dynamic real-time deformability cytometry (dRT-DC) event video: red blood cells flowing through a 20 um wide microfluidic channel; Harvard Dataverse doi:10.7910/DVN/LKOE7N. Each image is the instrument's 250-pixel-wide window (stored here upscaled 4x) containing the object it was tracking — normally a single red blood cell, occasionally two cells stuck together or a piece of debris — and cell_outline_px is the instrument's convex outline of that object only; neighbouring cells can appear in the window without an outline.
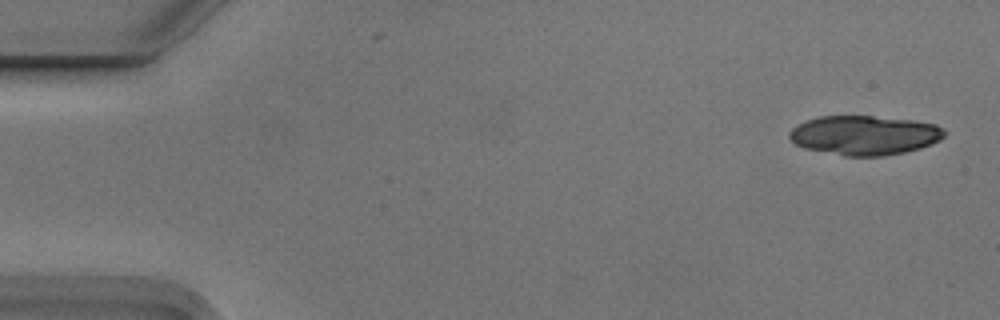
{"species": "Egyptian fruit bat (a non-hibernating species)", "species_latin": "Rousettus aegyptiacus", "temperature_condition": "cold", "stored_images_in_passage": 6, "camera_frame_rate_fps": 3000, "um_per_image_px": 0.085, "animal": {"sex": "male"}, "frame": {"image": 1, "passage_image": 1, "time_ms": 0.0, "image_size_px": [1000, 320], "cell_outline_px": [[948, 132], [940, 140], [932, 144], [920, 148], [904, 152], [884, 156], [844, 156], [804, 148], [796, 144], [788, 136], [788, 132], [796, 124], [804, 120], [820, 116], [872, 116], [912, 120], [936, 124], [944, 128]], "centroid_in_image_um": [73.48, 11.49], "position_along_channel_um": 11.5, "area_um2": 35.89}}